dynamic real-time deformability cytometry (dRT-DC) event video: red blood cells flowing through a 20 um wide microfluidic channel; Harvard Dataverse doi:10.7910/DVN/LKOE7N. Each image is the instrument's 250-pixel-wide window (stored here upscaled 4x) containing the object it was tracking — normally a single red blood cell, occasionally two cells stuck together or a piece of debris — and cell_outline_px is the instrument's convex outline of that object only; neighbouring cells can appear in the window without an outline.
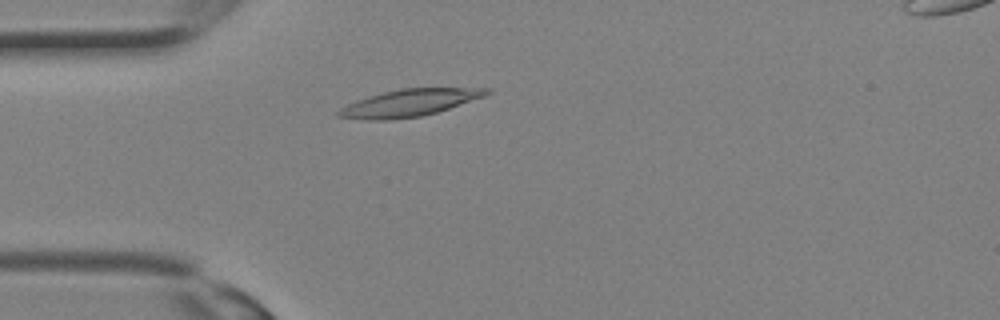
{"species": "Egyptian fruit bat (a non-hibernating species)", "species_latin": "Rousettus aegyptiacus", "temperature_condition": "room temperature", "stored_images_in_passage": 26, "camera_frame_rate_fps": 3000, "um_per_image_px": 0.085, "animal": {"sex": "female"}, "frame": {"image": 1, "passage_image": 3, "time_ms": 0.667, "image_size_px": [1000, 320], "cell_outline_px": [[492, 92], [484, 96], [436, 112], [420, 116], [384, 120], [368, 120], [336, 116], [336, 112], [340, 108], [356, 100], [368, 96], [400, 88], [492, 88]], "centroid_in_image_um": [34.77, 8.73], "position_along_channel_um": 50.2, "area_um2": 23.06}}
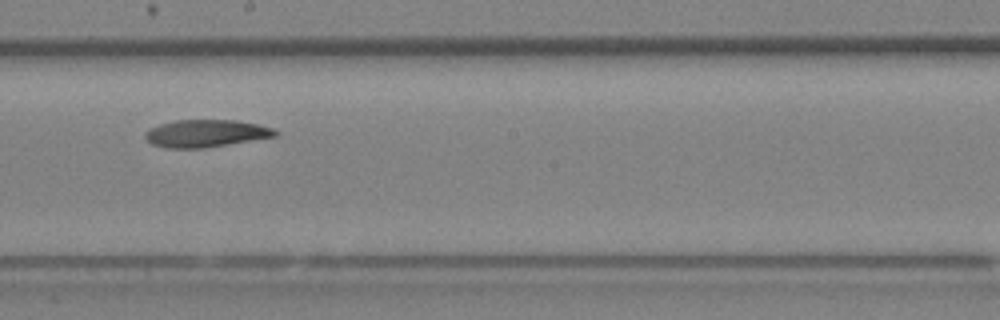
{"frame": {"image": 2, "passage_image": 12, "time_ms": 3.667, "image_size_px": [1000, 320], "cell_outline_px": [[280, 136], [204, 148], [168, 148], [152, 144], [144, 136], [144, 132], [148, 128], [160, 124], [176, 120], [236, 120], [256, 124], [272, 128], [280, 132]], "centroid_in_image_um": [17.52, 11.34], "position_along_channel_um": 230.7, "area_um2": 20.92}}
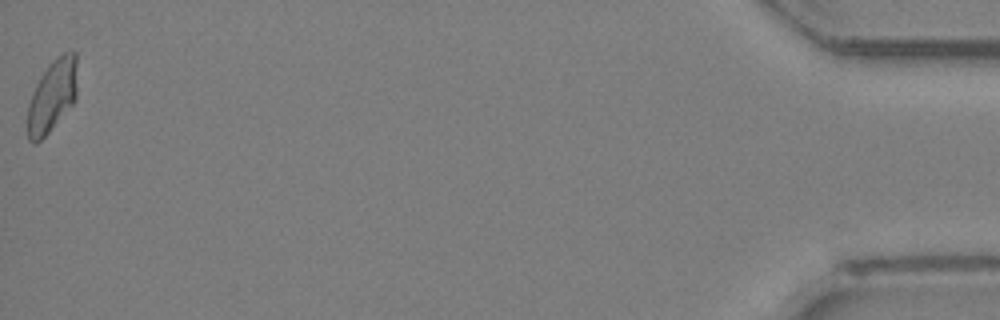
{"frame": {"image": 3, "passage_image": 26, "time_ms": 8.333, "image_size_px": [1000, 320], "cell_outline_px": [[76, 100], [48, 132], [36, 144], [32, 144], [28, 140], [28, 104], [32, 92], [40, 76], [48, 64], [52, 60], [64, 52], [76, 52]], "centroid_in_image_um": [4.43, 8.14], "position_along_channel_um": 430.8, "area_um2": 20.81}}